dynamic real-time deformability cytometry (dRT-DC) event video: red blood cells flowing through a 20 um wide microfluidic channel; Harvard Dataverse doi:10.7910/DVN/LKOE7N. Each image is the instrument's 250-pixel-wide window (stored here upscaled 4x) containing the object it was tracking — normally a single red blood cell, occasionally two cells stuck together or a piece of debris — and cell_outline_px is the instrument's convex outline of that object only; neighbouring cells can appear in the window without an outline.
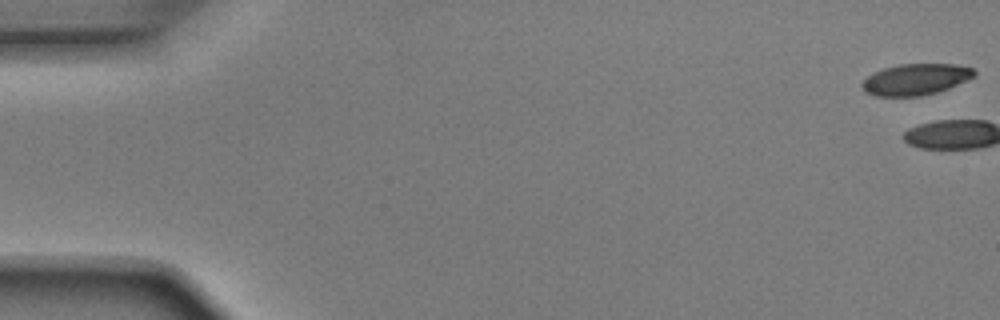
{"species": "Egyptian fruit bat (a non-hibernating species)", "species_latin": "Rousettus aegyptiacus", "temperature_condition": "room temperature", "stored_images_in_passage": 2, "camera_frame_rate_fps": 3000, "um_per_image_px": 0.085, "animal": {"sex": "male"}, "frame": {"image": 1, "passage_image": 1, "time_ms": 0.0, "image_size_px": [1000, 320], "cell_outline_px": [[976, 76], [968, 80], [948, 88], [936, 92], [920, 96], [876, 96], [864, 92], [860, 84], [872, 72], [884, 68], [900, 64], [956, 64], [972, 68], [976, 72]], "centroid_in_image_um": [77.82, 6.74], "position_along_channel_um": 7.2, "area_um2": 20.52}}